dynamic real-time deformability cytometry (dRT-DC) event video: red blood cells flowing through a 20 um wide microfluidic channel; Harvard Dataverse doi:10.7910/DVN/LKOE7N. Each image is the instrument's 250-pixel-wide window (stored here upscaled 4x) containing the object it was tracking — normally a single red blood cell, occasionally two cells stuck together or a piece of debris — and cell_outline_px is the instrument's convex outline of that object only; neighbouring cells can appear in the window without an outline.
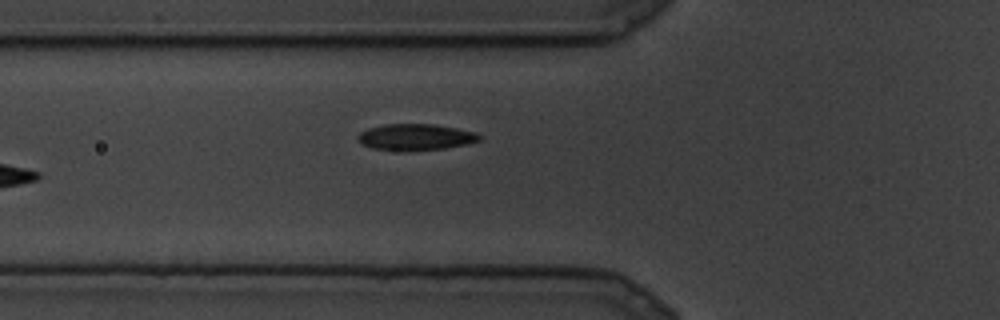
{"species": "common noctule bat (a hibernating species)", "species_latin": "Nyctalus noctula", "temperature_condition": "cold", "stored_images_in_passage": 8, "camera_frame_rate_fps": 3000, "um_per_image_px": 0.085, "animal": {"sex": "male", "body_mass_g": 19.5, "forearm_length_mm": 54.6}, "frame": {"image": 1, "passage_image": 8, "time_ms": 2.333, "image_size_px": [1000, 320], "cell_outline_px": [[484, 136], [480, 140], [468, 144], [444, 148], [404, 152], [372, 148], [360, 144], [356, 140], [356, 136], [360, 132], [368, 128], [384, 124], [432, 124], [456, 128], [476, 132]], "centroid_in_image_um": [35.3, 11.66], "position_along_channel_um": 90.5, "area_um2": 19.07}}